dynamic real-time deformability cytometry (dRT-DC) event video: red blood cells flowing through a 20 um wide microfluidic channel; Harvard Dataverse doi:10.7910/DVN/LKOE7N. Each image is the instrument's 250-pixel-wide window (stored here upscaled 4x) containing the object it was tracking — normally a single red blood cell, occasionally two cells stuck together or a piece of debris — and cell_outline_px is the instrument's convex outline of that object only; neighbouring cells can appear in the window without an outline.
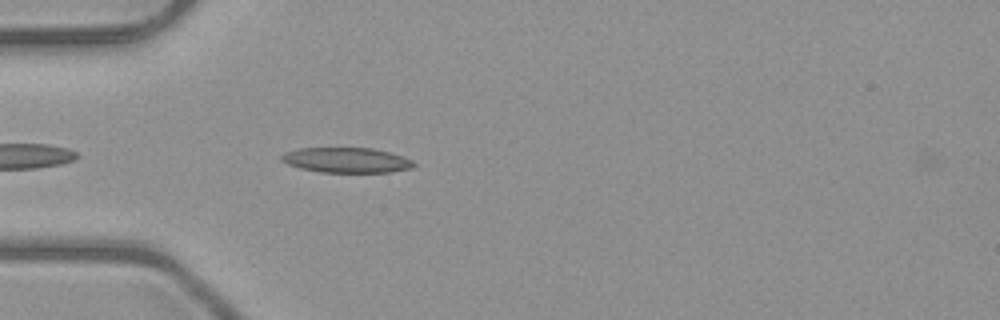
{"species": "common noctule bat (a hibernating species)", "species_latin": "Nyctalus noctula", "temperature_condition": "room temperature", "stored_images_in_passage": 37, "camera_frame_rate_fps": 3000, "um_per_image_px": 0.085, "animal": {"sex": "male", "body_mass_g": 23.1, "forearm_length_mm": 52.7}, "frame": {"image": 1, "passage_image": 1, "time_ms": 0.0, "image_size_px": [1000, 320], "cell_outline_px": [[416, 164], [412, 168], [388, 172], [320, 172], [300, 168], [288, 164], [280, 160], [280, 156], [284, 152], [300, 148], [372, 148], [404, 156], [412, 160]], "centroid_in_image_um": [29.44, 13.61], "position_along_channel_um": 55.6, "area_um2": 19.36}}
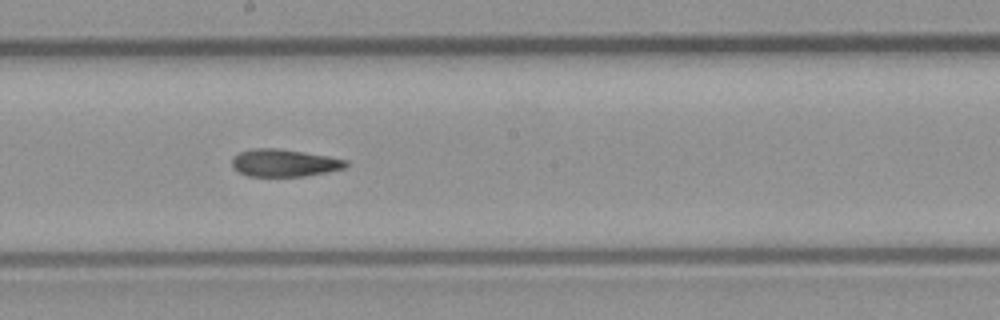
{"frame": {"image": 2, "passage_image": 14, "time_ms": 4.333, "image_size_px": [1000, 320], "cell_outline_px": [[348, 168], [328, 172], [304, 176], [248, 176], [236, 172], [232, 168], [232, 160], [240, 152], [252, 148], [272, 148], [304, 152], [328, 156], [348, 160]], "centroid_in_image_um": [24.18, 13.86], "position_along_channel_um": 224.0, "area_um2": 18.32}}
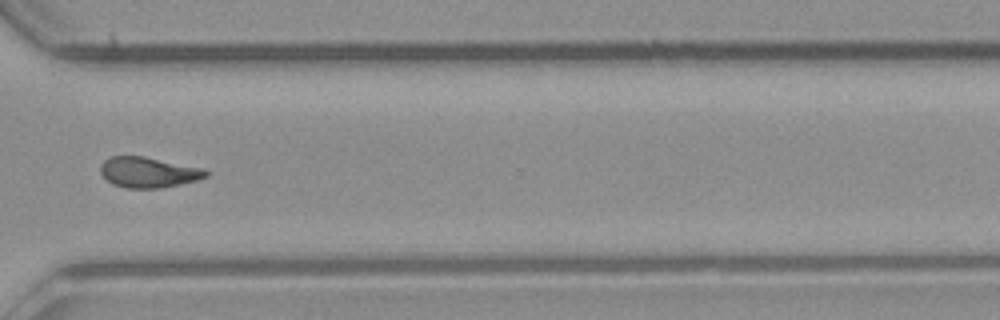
{"frame": {"image": 3, "passage_image": 24, "time_ms": 7.667, "image_size_px": [1000, 320], "cell_outline_px": [[208, 176], [196, 180], [180, 184], [160, 188], [124, 188], [112, 184], [100, 172], [100, 168], [104, 160], [112, 156], [144, 156], [204, 168], [208, 172]], "centroid_in_image_um": [12.62, 14.64], "position_along_channel_um": 358.0, "area_um2": 18.73}, "authors_computed_cell_mechanics": {"area_um2": 18.6694, "velocity_mm_per_s": 4.0286, "shape_relaxation_time_tau1_ms": null, "shape_relaxation_time_tau2_ms": 2.8398, "deformation_change_tau1": null, "deformation_change_tau2": 0.1068}}